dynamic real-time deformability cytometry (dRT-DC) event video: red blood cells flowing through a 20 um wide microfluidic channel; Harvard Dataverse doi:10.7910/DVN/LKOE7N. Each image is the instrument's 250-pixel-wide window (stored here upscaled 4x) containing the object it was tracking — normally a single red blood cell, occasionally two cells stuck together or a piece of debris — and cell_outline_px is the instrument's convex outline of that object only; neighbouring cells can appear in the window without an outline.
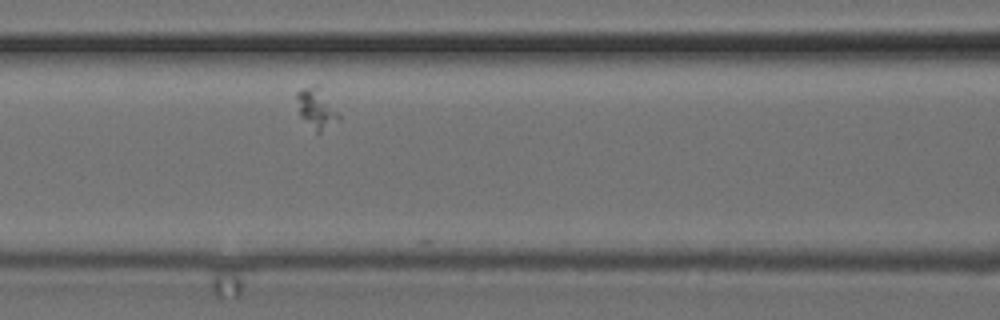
{"species": "common noctule bat (a hibernating species)", "species_latin": "Nyctalus noctula", "temperature_condition": "cold", "stored_images_in_passage": 32, "camera_frame_rate_fps": 3000, "um_per_image_px": 0.085, "animal": {"sex": "female", "body_mass_g": 24.6, "forearm_length_mm": 56.2}, "frame": {"image": 1, "passage_image": 10, "time_ms": 3.0, "image_size_px": [1000, 320], "cell_outline_px": [[340, 120], [320, 132], [316, 132], [300, 116], [296, 96], [296, 92], [300, 88], [316, 84], [320, 84], [340, 116]], "centroid_in_image_um": [26.9, 9.16], "position_along_channel_um": 139.7, "area_um2": 10.0}}
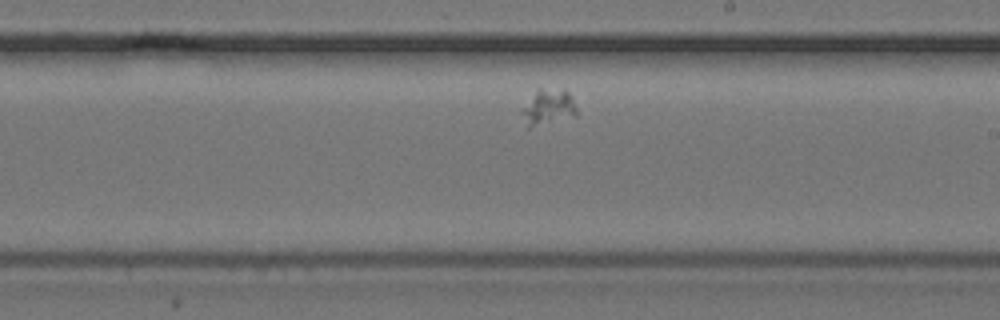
{"frame": {"image": 2, "passage_image": 19, "time_ms": 6.0, "image_size_px": [1000, 320], "cell_outline_px": [[576, 116], [528, 128], [520, 112], [520, 108], [536, 88], [564, 88], [568, 92], [576, 108]], "centroid_in_image_um": [46.54, 9.08], "position_along_channel_um": 242.5, "area_um2": 11.73}}
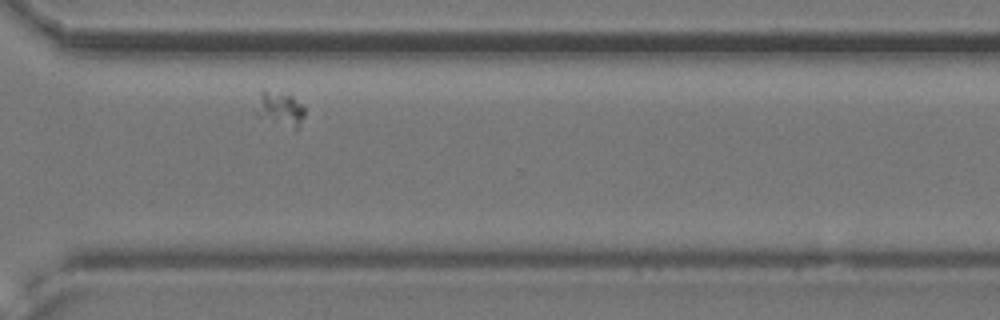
{"frame": {"image": 3, "passage_image": 28, "time_ms": 9.0, "image_size_px": [1000, 320], "cell_outline_px": [[304, 116], [296, 132], [256, 116], [252, 112], [260, 92], [264, 88], [292, 96], [304, 104]], "centroid_in_image_um": [23.76, 9.28], "position_along_channel_um": 346.8, "area_um2": 10.52}}